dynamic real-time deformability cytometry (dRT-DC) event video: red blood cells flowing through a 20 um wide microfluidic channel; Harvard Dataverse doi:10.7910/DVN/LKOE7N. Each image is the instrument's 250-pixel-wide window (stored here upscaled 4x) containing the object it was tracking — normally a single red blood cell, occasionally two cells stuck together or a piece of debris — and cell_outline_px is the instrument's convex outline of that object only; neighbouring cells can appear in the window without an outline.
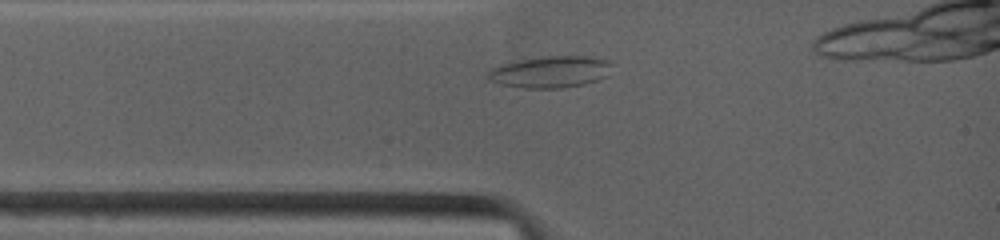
{"species": "common noctule bat (a hibernating species)", "species_latin": "Nyctalus noctula", "temperature_condition": "warm", "stored_images_in_passage": 36, "camera_frame_rate_fps": 4500, "um_per_image_px": 0.085, "animal": {"sex": "female", "body_mass_g": 19.0, "forearm_length_mm": 53.3}, "frame": {"image": 1, "passage_image": 1, "time_ms": 0.0, "image_size_px": [1000, 240], "cell_outline_px": [[612, 64], [608, 76], [584, 84], [560, 88], [524, 88], [500, 84], [484, 76], [492, 68], [500, 64], [516, 60], [540, 56], [588, 56], [608, 60]], "centroid_in_image_um": [46.77, 6.1], "position_along_channel_um": 38.2, "area_um2": 23.06}}
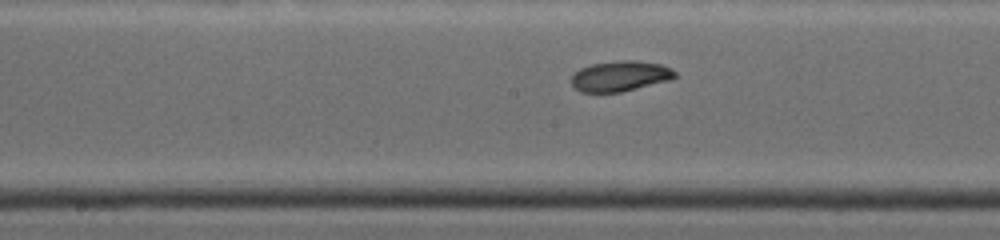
{"frame": {"image": 2, "passage_image": 20, "time_ms": 4.0, "image_size_px": [1000, 240], "cell_outline_px": [[676, 76], [672, 80], [620, 92], [580, 92], [568, 80], [572, 72], [580, 68], [592, 64], [616, 60], [636, 60], [660, 64], [672, 68], [676, 72]], "centroid_in_image_um": [52.69, 6.46], "position_along_channel_um": 195.5, "area_um2": 18.73}}
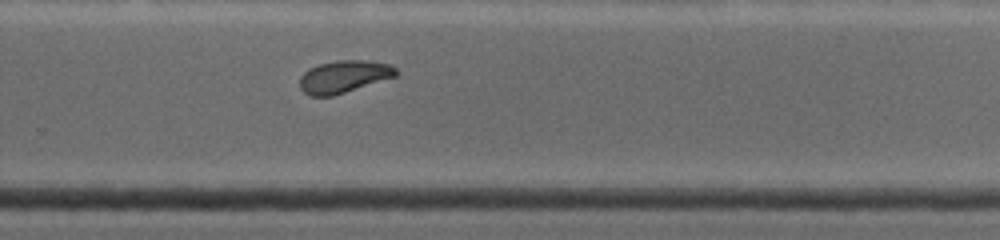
{"frame": {"image": 3, "passage_image": 35, "time_ms": 6.667, "image_size_px": [1000, 240], "cell_outline_px": [[400, 72], [396, 76], [332, 96], [308, 96], [300, 88], [300, 76], [308, 68], [320, 64], [340, 60], [368, 60], [392, 64]], "centroid_in_image_um": [29.24, 6.5], "position_along_channel_um": 300.6, "area_um2": 18.21}}